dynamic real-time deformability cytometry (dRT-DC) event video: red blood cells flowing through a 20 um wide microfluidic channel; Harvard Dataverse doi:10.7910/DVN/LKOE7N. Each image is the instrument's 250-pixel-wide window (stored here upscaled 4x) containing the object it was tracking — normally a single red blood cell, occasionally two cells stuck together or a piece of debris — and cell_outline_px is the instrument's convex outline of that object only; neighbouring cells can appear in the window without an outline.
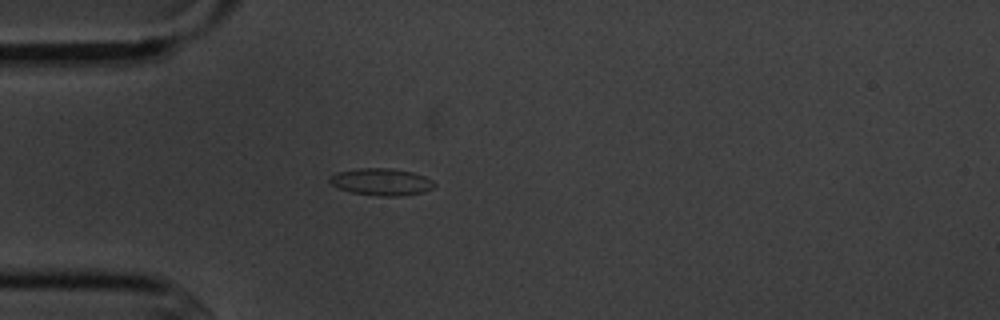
{"species": "common noctule bat (a hibernating species)", "species_latin": "Nyctalus noctula", "temperature_condition": "cold", "stored_images_in_passage": 1, "camera_frame_rate_fps": 3000, "um_per_image_px": 0.085, "animal": {"sex": "male", "body_mass_g": 20.1, "forearm_length_mm": 53.5}, "frame": {"image": 1, "passage_image": 1, "time_ms": 0.0, "image_size_px": [1000, 320], "cell_outline_px": [[436, 184], [432, 188], [424, 192], [400, 196], [380, 196], [352, 192], [340, 188], [332, 184], [328, 180], [328, 176], [336, 172], [360, 168], [392, 168], [412, 172], [424, 176], [432, 180]], "centroid_in_image_um": [32.41, 15.45], "position_along_channel_um": 52.6, "area_um2": 16.47}}